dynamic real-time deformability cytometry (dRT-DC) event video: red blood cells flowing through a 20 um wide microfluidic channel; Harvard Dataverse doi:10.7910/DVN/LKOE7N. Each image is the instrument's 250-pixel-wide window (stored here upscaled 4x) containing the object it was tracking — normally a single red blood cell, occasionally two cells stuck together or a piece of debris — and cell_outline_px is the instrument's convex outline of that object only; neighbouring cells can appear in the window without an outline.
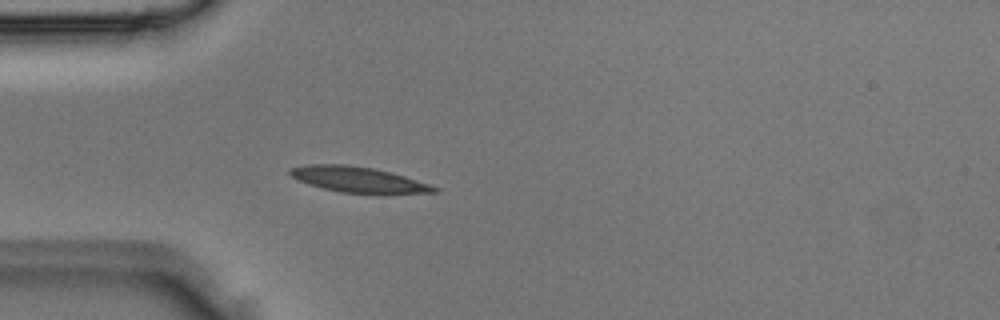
{"species": "Egyptian fruit bat (a non-hibernating species)", "species_latin": "Rousettus aegyptiacus", "temperature_condition": "room temperature", "stored_images_in_passage": 3, "camera_frame_rate_fps": 3000, "um_per_image_px": 0.085, "animal": {"sex": "male"}, "frame": {"image": 1, "passage_image": 3, "time_ms": 0.667, "image_size_px": [1000, 320], "cell_outline_px": [[440, 192], [340, 192], [308, 184], [296, 180], [288, 172], [288, 168], [308, 164], [344, 164], [372, 168], [392, 172], [432, 184], [440, 188]], "centroid_in_image_um": [30.42, 15.23], "position_along_channel_um": 54.6, "area_um2": 21.15}}